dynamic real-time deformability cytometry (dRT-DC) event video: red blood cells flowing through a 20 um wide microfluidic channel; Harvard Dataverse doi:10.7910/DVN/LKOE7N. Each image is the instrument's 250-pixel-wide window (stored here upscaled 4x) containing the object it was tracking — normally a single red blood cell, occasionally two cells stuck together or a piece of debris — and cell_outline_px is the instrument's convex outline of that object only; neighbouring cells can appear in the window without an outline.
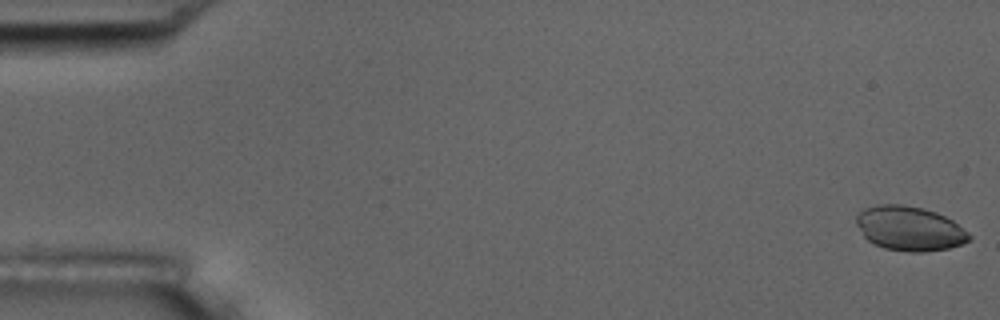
{"species": "common noctule bat (a hibernating species)", "species_latin": "Nyctalus noctula", "temperature_condition": "room temperature", "stored_images_in_passage": 5, "camera_frame_rate_fps": 3000, "um_per_image_px": 0.085, "animal": {"sex": "male", "body_mass_g": 17.5, "forearm_length_mm": 52.3}, "frame": {"image": 1, "passage_image": 1, "time_ms": 0.0, "image_size_px": [1000, 320], "cell_outline_px": [[972, 240], [948, 248], [924, 252], [908, 252], [884, 248], [872, 244], [864, 236], [856, 224], [856, 216], [864, 208], [876, 204], [900, 204], [924, 208], [936, 212], [952, 220], [968, 232], [972, 236]], "centroid_in_image_um": [77.3, 19.42], "position_along_channel_um": 7.7, "area_um2": 29.36}}
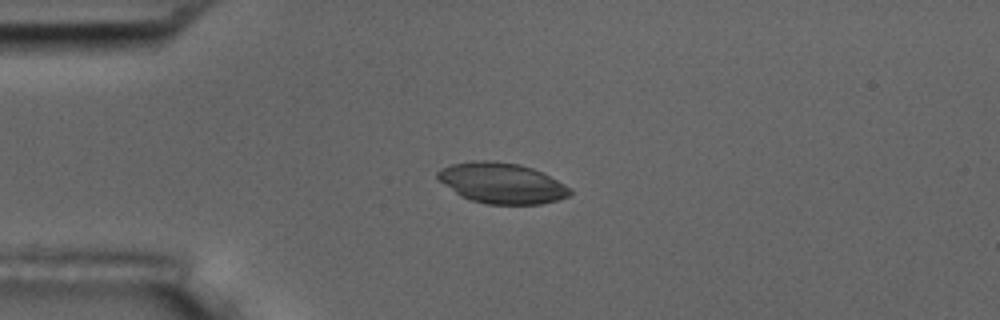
{"frame": {"image": 2, "passage_image": 4, "time_ms": 4.333, "image_size_px": [1000, 320], "cell_outline_px": [[572, 192], [568, 196], [556, 200], [540, 204], [488, 204], [472, 200], [460, 196], [444, 184], [436, 176], [436, 172], [440, 168], [452, 164], [472, 160], [492, 160], [520, 164], [532, 168], [572, 188]], "centroid_in_image_um": [42.62, 15.55], "position_along_channel_um": 42.4, "area_um2": 31.21}}